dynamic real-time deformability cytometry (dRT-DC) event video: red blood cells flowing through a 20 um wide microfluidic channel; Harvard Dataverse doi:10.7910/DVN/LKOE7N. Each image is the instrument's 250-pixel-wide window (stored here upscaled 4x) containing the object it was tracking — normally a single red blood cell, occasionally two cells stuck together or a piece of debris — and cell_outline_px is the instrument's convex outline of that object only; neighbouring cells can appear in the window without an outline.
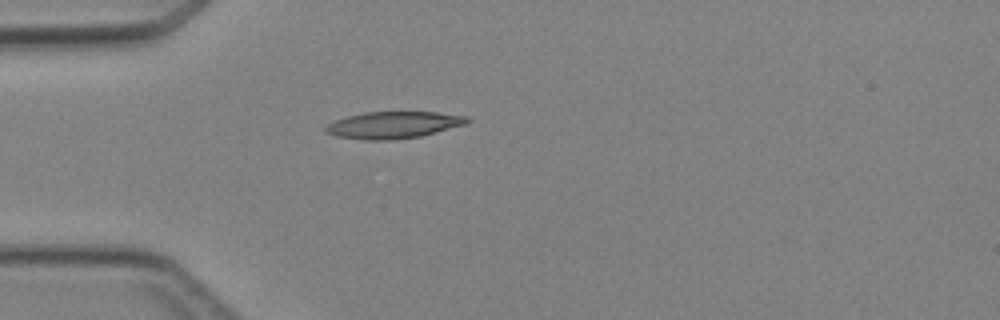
{"species": "Egyptian fruit bat (a non-hibernating species)", "species_latin": "Rousettus aegyptiacus", "temperature_condition": "cold", "stored_images_in_passage": 4, "camera_frame_rate_fps": 3000, "um_per_image_px": 0.085, "animal": {"sex": "female"}, "frame": {"image": 1, "passage_image": 4, "time_ms": 3.333, "image_size_px": [1000, 320], "cell_outline_px": [[472, 120], [468, 124], [420, 136], [388, 140], [364, 140], [336, 136], [328, 132], [324, 128], [328, 124], [336, 120], [348, 116], [364, 112], [436, 112], [468, 116]], "centroid_in_image_um": [33.5, 10.61], "position_along_channel_um": 51.5, "area_um2": 22.08}}